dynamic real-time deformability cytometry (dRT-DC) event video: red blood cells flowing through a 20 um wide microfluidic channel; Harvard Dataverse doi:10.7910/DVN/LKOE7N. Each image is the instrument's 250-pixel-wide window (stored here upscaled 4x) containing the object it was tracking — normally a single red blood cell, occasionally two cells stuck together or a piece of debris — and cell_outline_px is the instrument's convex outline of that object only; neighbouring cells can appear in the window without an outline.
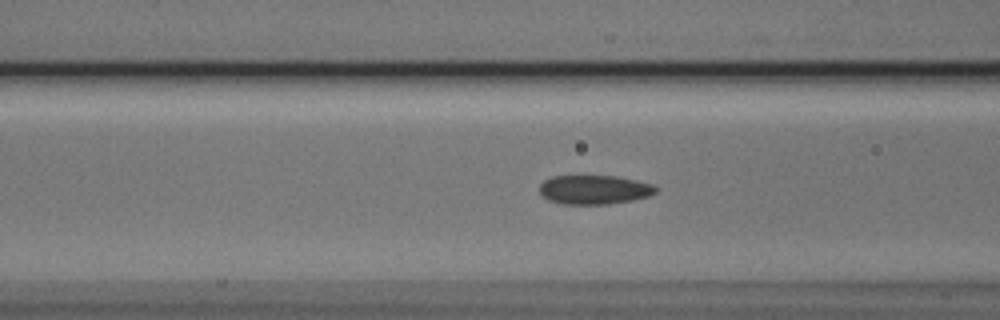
{"species": "Egyptian fruit bat (a non-hibernating species)", "species_latin": "Rousettus aegyptiacus", "temperature_condition": "cold", "stored_images_in_passage": 53, "camera_frame_rate_fps": 3000, "um_per_image_px": 0.085, "animal": {"sex": "male"}, "frame": {"image": 1, "passage_image": 21, "time_ms": 6.667, "image_size_px": [1000, 320], "cell_outline_px": [[656, 192], [648, 196], [632, 200], [608, 204], [564, 204], [548, 200], [540, 192], [540, 184], [544, 180], [552, 176], [616, 176], [636, 180], [652, 184], [656, 188]], "centroid_in_image_um": [50.5, 16.12], "position_along_channel_um": 116.1, "area_um2": 19.59}}
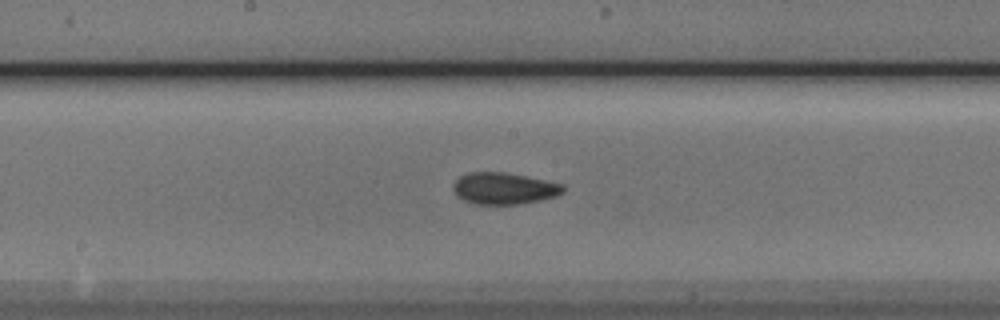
{"frame": {"image": 2, "passage_image": 28, "time_ms": 9.0, "image_size_px": [1000, 320], "cell_outline_px": [[564, 192], [556, 196], [540, 200], [520, 204], [472, 204], [456, 196], [452, 188], [452, 184], [460, 176], [468, 172], [504, 172], [564, 184]], "centroid_in_image_um": [42.81, 16.02], "position_along_channel_um": 205.4, "area_um2": 20.35}}
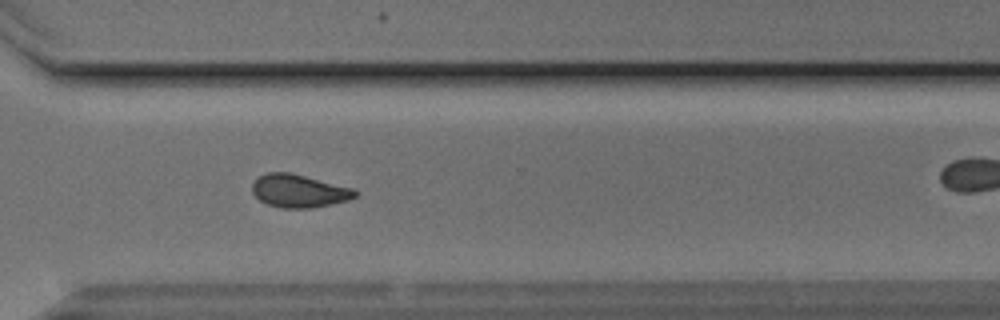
{"frame": {"image": 3, "passage_image": 39, "time_ms": 12.667, "image_size_px": [1000, 320], "cell_outline_px": [[356, 196], [348, 200], [332, 204], [312, 208], [280, 208], [268, 204], [260, 200], [252, 192], [252, 184], [260, 176], [268, 172], [288, 172], [352, 188], [356, 192]], "centroid_in_image_um": [25.39, 16.24], "position_along_channel_um": 345.2, "area_um2": 19.48}}